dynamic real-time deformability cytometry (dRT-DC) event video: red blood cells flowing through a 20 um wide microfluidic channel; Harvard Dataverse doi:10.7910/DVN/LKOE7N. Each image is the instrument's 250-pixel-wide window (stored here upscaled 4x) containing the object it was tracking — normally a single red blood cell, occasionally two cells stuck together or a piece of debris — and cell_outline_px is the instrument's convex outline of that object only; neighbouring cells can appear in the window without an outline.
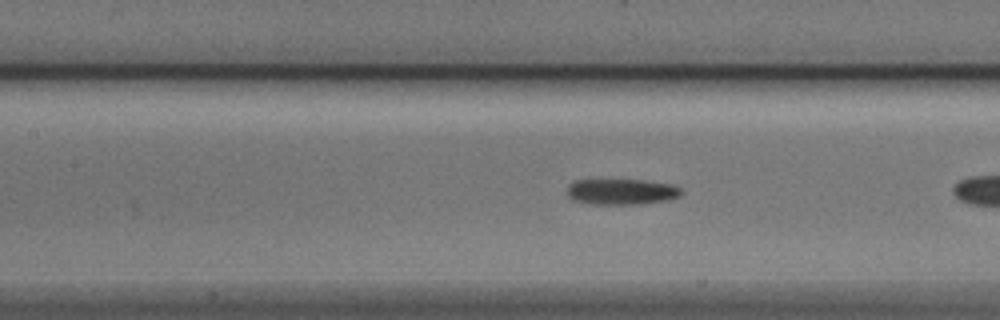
{"species": "Egyptian fruit bat (a non-hibernating species)", "species_latin": "Rousettus aegyptiacus", "temperature_condition": "cold", "stored_images_in_passage": 9, "camera_frame_rate_fps": 3000, "um_per_image_px": 0.085, "animal": {"sex": "male"}, "frame": {"image": 1, "passage_image": 8, "time_ms": 2.333, "image_size_px": [1000, 320], "cell_outline_px": [[684, 192], [680, 196], [668, 200], [644, 204], [588, 204], [576, 200], [568, 196], [568, 184], [576, 180], [644, 180], [672, 184], [680, 188]], "centroid_in_image_um": [52.87, 16.3], "position_along_channel_um": 154.5, "area_um2": 17.28}}